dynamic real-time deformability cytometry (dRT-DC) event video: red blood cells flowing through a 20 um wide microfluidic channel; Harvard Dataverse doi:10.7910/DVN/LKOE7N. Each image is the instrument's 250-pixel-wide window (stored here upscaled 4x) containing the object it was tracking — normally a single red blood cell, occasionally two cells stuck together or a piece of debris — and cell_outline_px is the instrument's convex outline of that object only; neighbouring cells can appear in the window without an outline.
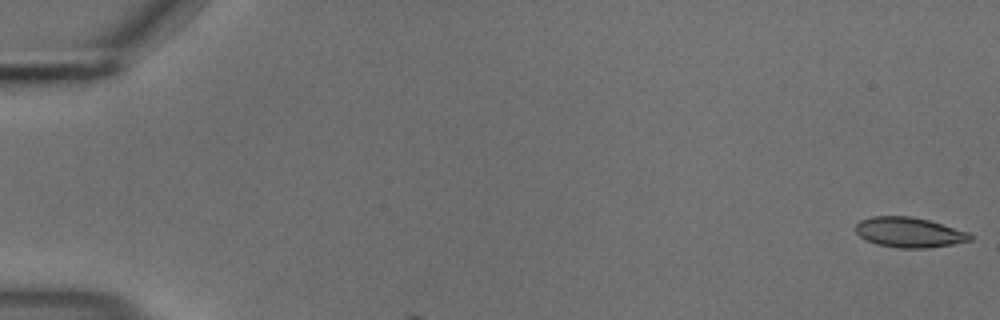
{"species": "common noctule bat (a hibernating species)", "species_latin": "Nyctalus noctula", "temperature_condition": "cold", "stored_images_in_passage": 4, "camera_frame_rate_fps": 3000, "um_per_image_px": 0.085, "animal": {"sex": "male", "body_mass_g": 18.8}, "frame": {"image": 1, "passage_image": 1, "time_ms": 0.0, "image_size_px": [1000, 320], "cell_outline_px": [[972, 240], [952, 244], [928, 248], [896, 248], [876, 244], [864, 240], [856, 232], [856, 224], [860, 220], [872, 216], [912, 216], [928, 220], [968, 232], [972, 236]], "centroid_in_image_um": [77.24, 19.75], "position_along_channel_um": 7.8, "area_um2": 20.11}}